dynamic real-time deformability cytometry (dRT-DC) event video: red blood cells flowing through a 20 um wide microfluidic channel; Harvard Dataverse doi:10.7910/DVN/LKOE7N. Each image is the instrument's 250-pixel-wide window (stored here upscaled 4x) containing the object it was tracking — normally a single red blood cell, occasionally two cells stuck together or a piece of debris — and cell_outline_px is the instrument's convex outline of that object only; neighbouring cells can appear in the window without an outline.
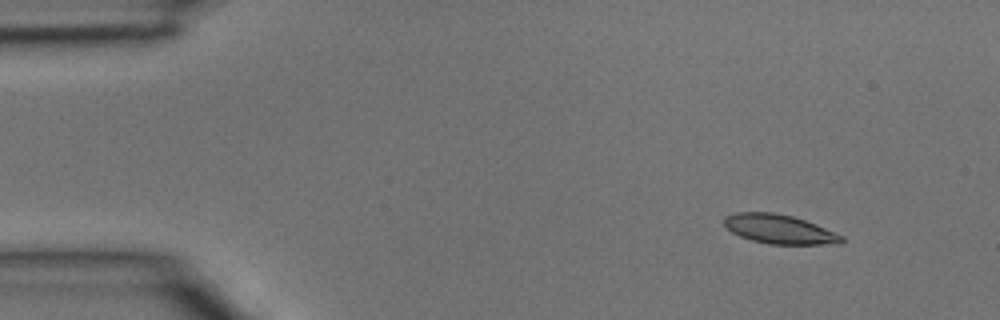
{"species": "common noctule bat (a hibernating species)", "species_latin": "Nyctalus noctula", "temperature_condition": "room temperature", "stored_images_in_passage": 3, "camera_frame_rate_fps": 3000, "um_per_image_px": 0.085, "animal": {"sex": "male", "body_mass_g": 15.6}, "frame": {"image": 1, "passage_image": 1, "time_ms": 0.0, "image_size_px": [1000, 320], "cell_outline_px": [[844, 240], [840, 244], [768, 244], [752, 240], [740, 236], [732, 232], [724, 224], [724, 216], [736, 212], [772, 212], [792, 216], [816, 224], [844, 236]], "centroid_in_image_um": [66.25, 19.48], "position_along_channel_um": 18.7, "area_um2": 19.94}}